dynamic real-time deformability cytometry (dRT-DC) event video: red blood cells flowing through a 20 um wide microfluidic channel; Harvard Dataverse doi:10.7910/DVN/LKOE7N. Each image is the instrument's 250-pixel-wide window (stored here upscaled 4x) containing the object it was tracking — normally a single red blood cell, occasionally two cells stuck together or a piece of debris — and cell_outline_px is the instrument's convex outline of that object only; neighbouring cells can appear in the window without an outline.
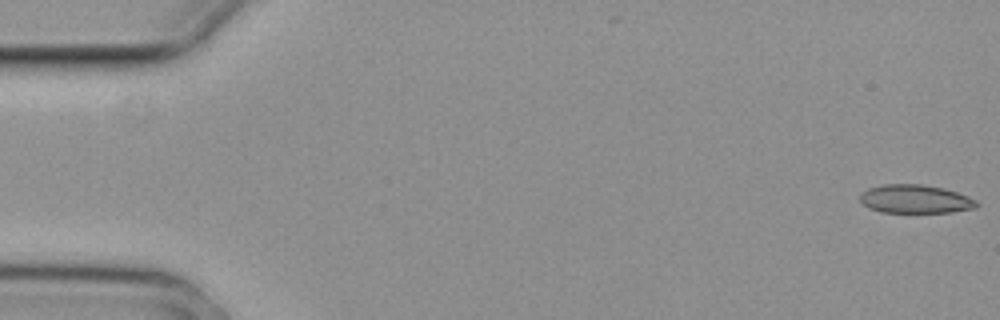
{"species": "common noctule bat (a hibernating species)", "species_latin": "Nyctalus noctula", "temperature_condition": "cold", "stored_images_in_passage": 5, "camera_frame_rate_fps": 3000, "um_per_image_px": 0.085, "animal": {"sex": "female", "body_mass_g": 29.2, "forearm_length_mm": 56.3}, "frame": {"image": 1, "passage_image": 1, "time_ms": 0.0, "image_size_px": [1000, 320], "cell_outline_px": [[976, 208], [952, 212], [880, 212], [868, 208], [860, 200], [860, 196], [868, 188], [884, 184], [924, 184], [944, 188], [968, 196], [976, 200]], "centroid_in_image_um": [77.79, 16.91], "position_along_channel_um": 7.2, "area_um2": 19.31}}
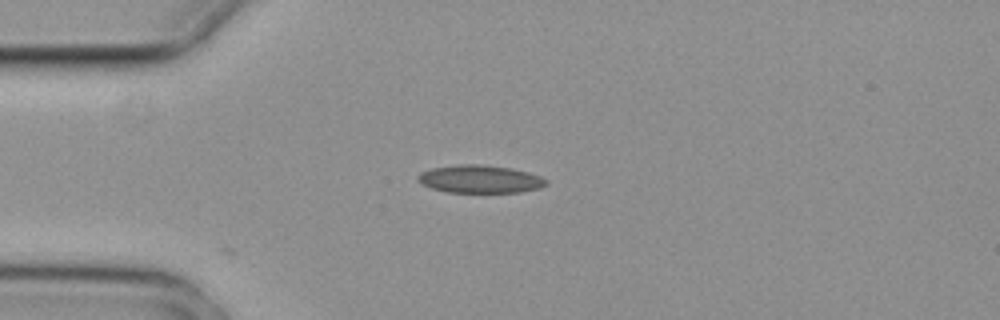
{"frame": {"image": 2, "passage_image": 4, "time_ms": 1.0, "image_size_px": [1000, 320], "cell_outline_px": [[548, 184], [540, 188], [520, 192], [448, 192], [432, 188], [416, 180], [416, 176], [420, 172], [432, 168], [456, 164], [484, 164], [512, 168], [528, 172], [540, 176], [548, 180]], "centroid_in_image_um": [40.81, 15.21], "position_along_channel_um": 44.2, "area_um2": 20.98}}